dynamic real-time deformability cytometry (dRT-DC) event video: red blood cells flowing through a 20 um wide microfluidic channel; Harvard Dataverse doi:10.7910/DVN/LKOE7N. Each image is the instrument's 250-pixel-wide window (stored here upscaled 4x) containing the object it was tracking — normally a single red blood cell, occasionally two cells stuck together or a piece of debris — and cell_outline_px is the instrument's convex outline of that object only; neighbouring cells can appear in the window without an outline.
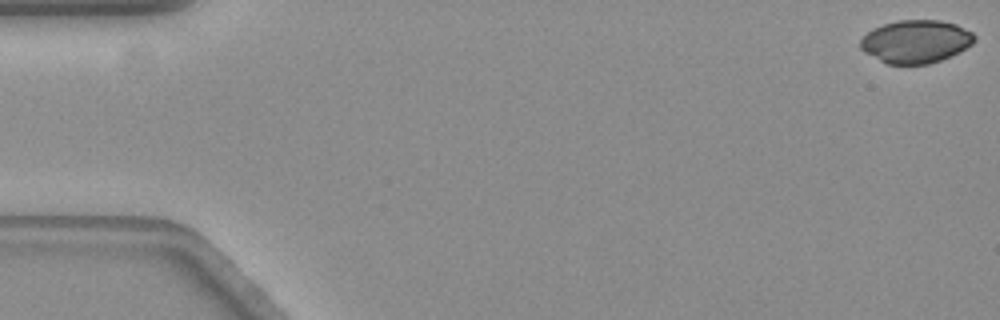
{"species": "common noctule bat (a hibernating species)", "species_latin": "Nyctalus noctula", "temperature_condition": "warm", "stored_images_in_passage": 58, "camera_frame_rate_fps": 3000, "um_per_image_px": 0.085, "animal": {"sex": "female", "body_mass_g": 19.3, "forearm_length_mm": 54.1}, "frame": {"image": 1, "passage_image": 1, "time_ms": 0.0, "image_size_px": [1000, 320], "cell_outline_px": [[976, 40], [972, 44], [960, 52], [940, 60], [928, 64], [888, 64], [864, 52], [860, 48], [860, 40], [872, 28], [896, 20], [940, 20], [956, 24], [972, 32], [976, 36]], "centroid_in_image_um": [77.86, 3.52], "position_along_channel_um": 7.1, "area_um2": 28.61}}
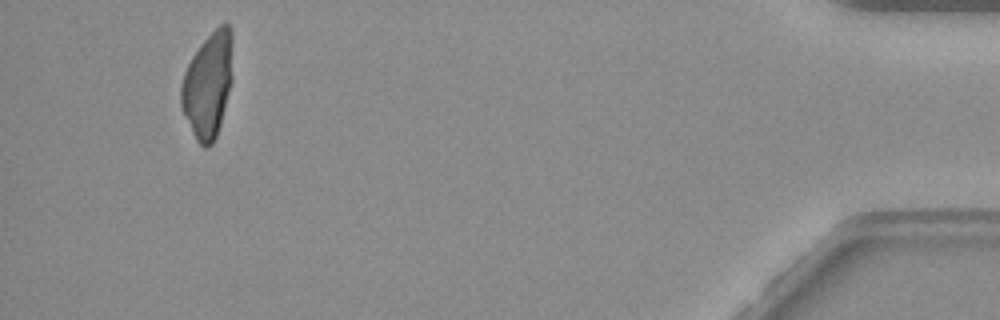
{"frame": {"image": 2, "passage_image": 55, "time_ms": 18.0, "image_size_px": [1000, 320], "cell_outline_px": [[232, 80], [220, 124], [216, 136], [212, 144], [208, 148], [204, 148], [196, 140], [180, 108], [180, 88], [184, 72], [192, 56], [200, 44], [220, 24], [228, 24], [232, 32]], "centroid_in_image_um": [17.66, 7.23], "position_along_channel_um": 417.5, "area_um2": 31.79}}